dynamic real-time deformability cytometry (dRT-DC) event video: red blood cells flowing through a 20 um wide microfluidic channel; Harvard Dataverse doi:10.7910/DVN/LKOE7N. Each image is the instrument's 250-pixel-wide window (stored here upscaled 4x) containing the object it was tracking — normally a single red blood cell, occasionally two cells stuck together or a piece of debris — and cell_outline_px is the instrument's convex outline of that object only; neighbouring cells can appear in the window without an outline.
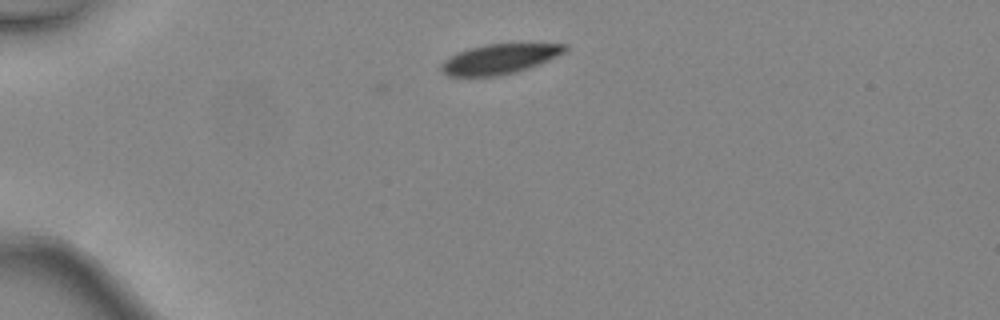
{"species": "common noctule bat (a hibernating species)", "species_latin": "Nyctalus noctula", "temperature_condition": "warm", "stored_images_in_passage": 28, "camera_frame_rate_fps": 3000, "um_per_image_px": 0.085, "animal": {"sex": "female", "body_mass_g": 24.6, "forearm_length_mm": 56.2}, "frame": {"image": 1, "passage_image": 1, "time_ms": 0.0, "image_size_px": [1000, 320], "cell_outline_px": [[568, 48], [564, 52], [548, 60], [528, 68], [516, 72], [500, 76], [448, 76], [440, 68], [444, 60], [468, 48], [484, 44], [568, 44]], "centroid_in_image_um": [42.46, 5.02], "position_along_channel_um": 42.5, "area_um2": 21.27}}
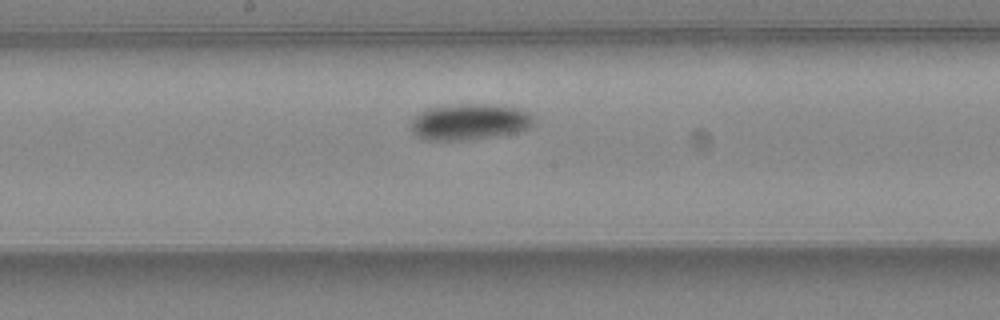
{"frame": {"image": 2, "passage_image": 15, "time_ms": 4.667, "image_size_px": [1000, 320], "cell_outline_px": [[536, 120], [528, 128], [520, 132], [472, 140], [428, 140], [416, 136], [412, 132], [412, 120], [420, 112], [428, 108], [452, 104], [492, 104], [520, 108], [536, 116]], "centroid_in_image_um": [39.97, 10.35], "position_along_channel_um": 208.2, "area_um2": 26.3}}
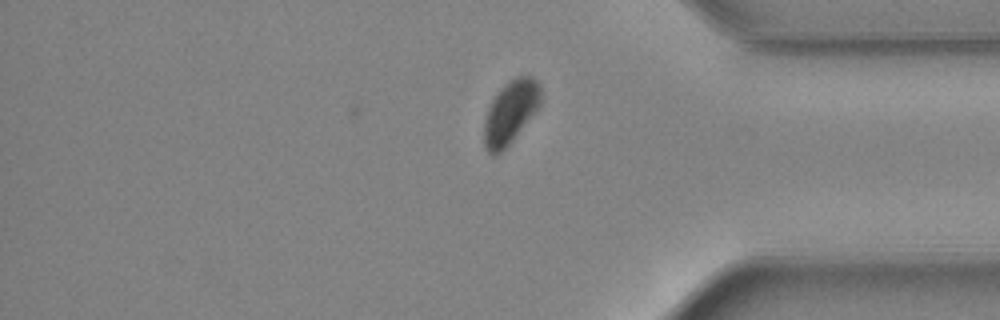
{"frame": {"image": 3, "passage_image": 28, "time_ms": 9.0, "image_size_px": [1000, 320], "cell_outline_px": [[540, 104], [512, 140], [496, 156], [492, 156], [484, 148], [484, 120], [488, 108], [492, 100], [500, 88], [504, 84], [516, 76], [532, 76], [540, 84]], "centroid_in_image_um": [43.35, 9.53], "position_along_channel_um": 391.8, "area_um2": 20.52}, "authors_computed_cell_mechanics": {"area_um2": 24.0448, "velocity_mm_per_s": 4.5249, "shape_relaxation_time_tau1_ms": 3.0974, "shape_relaxation_time_tau2_ms": null, "deformation_change_tau1": 0.113, "deformation_change_tau2": null}}